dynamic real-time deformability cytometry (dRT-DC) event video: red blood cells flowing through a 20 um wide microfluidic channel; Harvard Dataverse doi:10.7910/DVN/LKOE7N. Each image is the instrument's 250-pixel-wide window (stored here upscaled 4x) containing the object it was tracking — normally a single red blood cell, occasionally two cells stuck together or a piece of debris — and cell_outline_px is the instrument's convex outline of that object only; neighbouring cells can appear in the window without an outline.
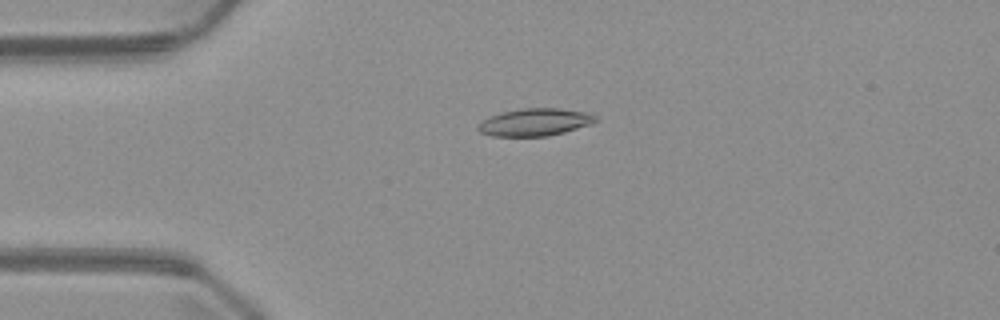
{"species": "common noctule bat (a hibernating species)", "species_latin": "Nyctalus noctula", "temperature_condition": "warm", "stored_images_in_passage": 48, "camera_frame_rate_fps": 3000, "um_per_image_px": 0.085, "animal": {"sex": "male", "body_mass_g": 23.1, "forearm_length_mm": 52.7}, "frame": {"image": 1, "passage_image": 9, "time_ms": 2.667, "image_size_px": [1000, 320], "cell_outline_px": [[596, 120], [592, 124], [564, 132], [548, 136], [492, 136], [480, 132], [476, 128], [476, 124], [492, 116], [504, 112], [520, 108], [560, 108], [584, 112], [596, 116]], "centroid_in_image_um": [45.45, 10.39], "position_along_channel_um": 39.5, "area_um2": 18.67}}
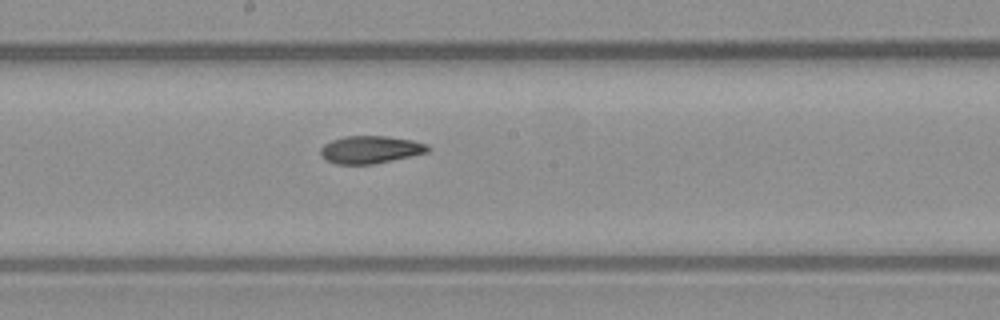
{"frame": {"image": 2, "passage_image": 24, "time_ms": 7.667, "image_size_px": [1000, 320], "cell_outline_px": [[432, 148], [428, 152], [392, 160], [372, 164], [336, 164], [324, 160], [320, 156], [320, 148], [324, 144], [332, 140], [344, 136], [388, 136], [412, 140], [428, 144]], "centroid_in_image_um": [31.47, 12.71], "position_along_channel_um": 216.7, "area_um2": 17.4}}
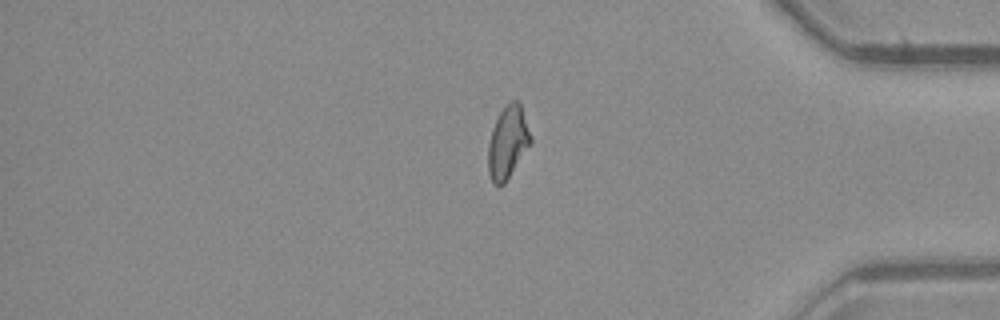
{"frame": {"image": 3, "passage_image": 39, "time_ms": 12.667, "image_size_px": [1000, 320], "cell_outline_px": [[532, 140], [504, 184], [492, 184], [488, 172], [488, 144], [492, 128], [500, 112], [512, 100], [516, 100], [520, 104], [532, 136]], "centroid_in_image_um": [43.14, 12.1], "position_along_channel_um": 392.1, "area_um2": 17.57}}